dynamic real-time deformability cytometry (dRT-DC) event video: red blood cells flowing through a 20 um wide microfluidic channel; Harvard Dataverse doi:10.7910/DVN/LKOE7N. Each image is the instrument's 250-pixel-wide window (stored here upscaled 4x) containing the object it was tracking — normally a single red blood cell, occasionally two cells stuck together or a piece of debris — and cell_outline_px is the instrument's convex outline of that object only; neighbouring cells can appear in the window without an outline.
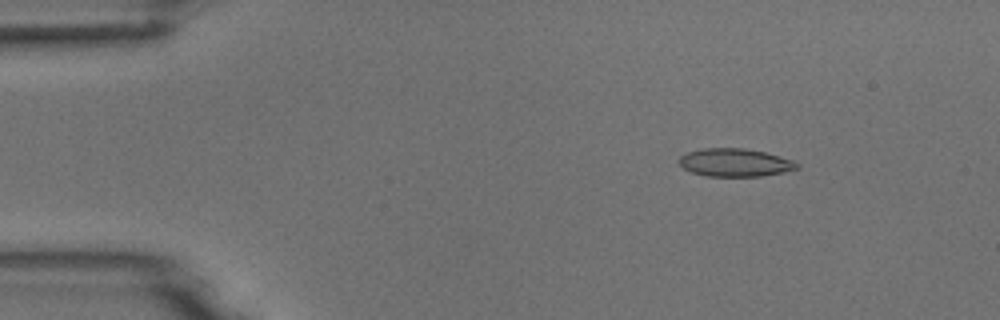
{"species": "common noctule bat (a hibernating species)", "species_latin": "Nyctalus noctula", "temperature_condition": "room temperature", "stored_images_in_passage": 5, "segment_of_instrument_passage": [1, 2], "camera_frame_rate_fps": 3000, "um_per_image_px": 0.085, "animal": {"sex": "male", "body_mass_g": 18.8}, "frame": {"image": 1, "passage_image": 2, "time_ms": 1.0, "image_size_px": [1000, 320], "cell_outline_px": [[800, 168], [784, 172], [760, 176], [704, 176], [692, 172], [684, 168], [680, 164], [680, 156], [688, 152], [704, 148], [744, 148], [764, 152], [792, 160], [800, 164]], "centroid_in_image_um": [62.49, 13.82], "position_along_channel_um": 22.5, "area_um2": 19.13}}